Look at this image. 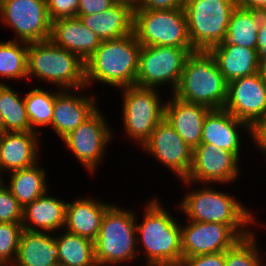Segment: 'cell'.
Segmentation results:
<instances>
[{
  "mask_svg": "<svg viewBox=\"0 0 266 266\" xmlns=\"http://www.w3.org/2000/svg\"><path fill=\"white\" fill-rule=\"evenodd\" d=\"M154 197L144 202L142 221L136 220L138 266L142 260L141 266H178L182 260L180 219L170 214L160 197Z\"/></svg>",
  "mask_w": 266,
  "mask_h": 266,
  "instance_id": "6da1fadb",
  "label": "cell"
},
{
  "mask_svg": "<svg viewBox=\"0 0 266 266\" xmlns=\"http://www.w3.org/2000/svg\"><path fill=\"white\" fill-rule=\"evenodd\" d=\"M185 195L176 207L181 215H185L186 220L196 222L221 223L226 225H251L259 226V222L245 202L239 201L238 196L231 195L230 191H222L214 188V184H197L181 180ZM194 184V185H193ZM198 185V186H197ZM194 187V188H193ZM190 188V189H189ZM255 216V217H254Z\"/></svg>",
  "mask_w": 266,
  "mask_h": 266,
  "instance_id": "7a4b0ae2",
  "label": "cell"
},
{
  "mask_svg": "<svg viewBox=\"0 0 266 266\" xmlns=\"http://www.w3.org/2000/svg\"><path fill=\"white\" fill-rule=\"evenodd\" d=\"M141 47L134 33L102 41L85 62L86 87L92 89L97 83L113 90L134 86Z\"/></svg>",
  "mask_w": 266,
  "mask_h": 266,
  "instance_id": "3957f363",
  "label": "cell"
},
{
  "mask_svg": "<svg viewBox=\"0 0 266 266\" xmlns=\"http://www.w3.org/2000/svg\"><path fill=\"white\" fill-rule=\"evenodd\" d=\"M115 202L106 210L94 241L97 266H124L139 261L136 220L138 209H125ZM139 215V216H138ZM122 263V264H121Z\"/></svg>",
  "mask_w": 266,
  "mask_h": 266,
  "instance_id": "277c9868",
  "label": "cell"
},
{
  "mask_svg": "<svg viewBox=\"0 0 266 266\" xmlns=\"http://www.w3.org/2000/svg\"><path fill=\"white\" fill-rule=\"evenodd\" d=\"M27 76L61 90L86 87L85 62L51 39L28 43Z\"/></svg>",
  "mask_w": 266,
  "mask_h": 266,
  "instance_id": "5b68a950",
  "label": "cell"
},
{
  "mask_svg": "<svg viewBox=\"0 0 266 266\" xmlns=\"http://www.w3.org/2000/svg\"><path fill=\"white\" fill-rule=\"evenodd\" d=\"M227 90L228 82L219 71L211 52L194 50L189 53L179 83L171 94L210 109H222Z\"/></svg>",
  "mask_w": 266,
  "mask_h": 266,
  "instance_id": "8992f818",
  "label": "cell"
},
{
  "mask_svg": "<svg viewBox=\"0 0 266 266\" xmlns=\"http://www.w3.org/2000/svg\"><path fill=\"white\" fill-rule=\"evenodd\" d=\"M121 93L120 109L124 139L132 140L138 149L149 140L154 128L165 117V102L162 99L167 92L155 88L130 86L118 89Z\"/></svg>",
  "mask_w": 266,
  "mask_h": 266,
  "instance_id": "52a82bcc",
  "label": "cell"
},
{
  "mask_svg": "<svg viewBox=\"0 0 266 266\" xmlns=\"http://www.w3.org/2000/svg\"><path fill=\"white\" fill-rule=\"evenodd\" d=\"M236 0H184L188 35L195 50H209L227 34Z\"/></svg>",
  "mask_w": 266,
  "mask_h": 266,
  "instance_id": "ba28073f",
  "label": "cell"
},
{
  "mask_svg": "<svg viewBox=\"0 0 266 266\" xmlns=\"http://www.w3.org/2000/svg\"><path fill=\"white\" fill-rule=\"evenodd\" d=\"M134 34L141 46L193 48L183 7L134 10Z\"/></svg>",
  "mask_w": 266,
  "mask_h": 266,
  "instance_id": "9c48e42d",
  "label": "cell"
},
{
  "mask_svg": "<svg viewBox=\"0 0 266 266\" xmlns=\"http://www.w3.org/2000/svg\"><path fill=\"white\" fill-rule=\"evenodd\" d=\"M194 50L173 46H142L135 85L161 91L169 89L167 93H173L179 83L185 61Z\"/></svg>",
  "mask_w": 266,
  "mask_h": 266,
  "instance_id": "30bf717a",
  "label": "cell"
},
{
  "mask_svg": "<svg viewBox=\"0 0 266 266\" xmlns=\"http://www.w3.org/2000/svg\"><path fill=\"white\" fill-rule=\"evenodd\" d=\"M101 109L61 140L80 166L84 167L89 175L92 174L90 176H93L101 162H104L106 150L116 134Z\"/></svg>",
  "mask_w": 266,
  "mask_h": 266,
  "instance_id": "8fae6325",
  "label": "cell"
},
{
  "mask_svg": "<svg viewBox=\"0 0 266 266\" xmlns=\"http://www.w3.org/2000/svg\"><path fill=\"white\" fill-rule=\"evenodd\" d=\"M180 221L182 258L226 252L258 226Z\"/></svg>",
  "mask_w": 266,
  "mask_h": 266,
  "instance_id": "7c38bea8",
  "label": "cell"
},
{
  "mask_svg": "<svg viewBox=\"0 0 266 266\" xmlns=\"http://www.w3.org/2000/svg\"><path fill=\"white\" fill-rule=\"evenodd\" d=\"M0 26L14 33L11 40L32 43L50 39L52 22L46 0H0Z\"/></svg>",
  "mask_w": 266,
  "mask_h": 266,
  "instance_id": "4fadbf2b",
  "label": "cell"
},
{
  "mask_svg": "<svg viewBox=\"0 0 266 266\" xmlns=\"http://www.w3.org/2000/svg\"><path fill=\"white\" fill-rule=\"evenodd\" d=\"M240 160L233 152L200 143L193 149L192 166L185 180L195 184H214L220 188L221 185L229 187L241 176L243 167L240 166Z\"/></svg>",
  "mask_w": 266,
  "mask_h": 266,
  "instance_id": "5bb4252c",
  "label": "cell"
},
{
  "mask_svg": "<svg viewBox=\"0 0 266 266\" xmlns=\"http://www.w3.org/2000/svg\"><path fill=\"white\" fill-rule=\"evenodd\" d=\"M140 151L153 157L157 163L170 170L178 181L185 180L192 166L193 150L164 118L153 130Z\"/></svg>",
  "mask_w": 266,
  "mask_h": 266,
  "instance_id": "9a60e30c",
  "label": "cell"
},
{
  "mask_svg": "<svg viewBox=\"0 0 266 266\" xmlns=\"http://www.w3.org/2000/svg\"><path fill=\"white\" fill-rule=\"evenodd\" d=\"M92 92H89L87 87L55 89L54 113L50 128L52 127L57 139L62 140L99 109L100 100L96 95H92Z\"/></svg>",
  "mask_w": 266,
  "mask_h": 266,
  "instance_id": "2e32d148",
  "label": "cell"
},
{
  "mask_svg": "<svg viewBox=\"0 0 266 266\" xmlns=\"http://www.w3.org/2000/svg\"><path fill=\"white\" fill-rule=\"evenodd\" d=\"M249 126L266 113V80L262 73L237 78L228 83L223 107Z\"/></svg>",
  "mask_w": 266,
  "mask_h": 266,
  "instance_id": "e0dca14e",
  "label": "cell"
},
{
  "mask_svg": "<svg viewBox=\"0 0 266 266\" xmlns=\"http://www.w3.org/2000/svg\"><path fill=\"white\" fill-rule=\"evenodd\" d=\"M244 136L249 137V125L246 122L237 119L223 108L212 109L203 123L201 143L233 152L241 159L245 158L241 152L242 148H245L243 140H247L243 139Z\"/></svg>",
  "mask_w": 266,
  "mask_h": 266,
  "instance_id": "ac0fdd59",
  "label": "cell"
},
{
  "mask_svg": "<svg viewBox=\"0 0 266 266\" xmlns=\"http://www.w3.org/2000/svg\"><path fill=\"white\" fill-rule=\"evenodd\" d=\"M37 132H3L0 133V172L31 167L40 160V140Z\"/></svg>",
  "mask_w": 266,
  "mask_h": 266,
  "instance_id": "d6986e66",
  "label": "cell"
},
{
  "mask_svg": "<svg viewBox=\"0 0 266 266\" xmlns=\"http://www.w3.org/2000/svg\"><path fill=\"white\" fill-rule=\"evenodd\" d=\"M165 119L193 150L201 143L203 123L212 110L202 104L184 101L172 94L165 97Z\"/></svg>",
  "mask_w": 266,
  "mask_h": 266,
  "instance_id": "ffe728a7",
  "label": "cell"
},
{
  "mask_svg": "<svg viewBox=\"0 0 266 266\" xmlns=\"http://www.w3.org/2000/svg\"><path fill=\"white\" fill-rule=\"evenodd\" d=\"M113 203L82 195L66 204L64 230L87 238L92 242L97 238L106 210Z\"/></svg>",
  "mask_w": 266,
  "mask_h": 266,
  "instance_id": "44dd1931",
  "label": "cell"
},
{
  "mask_svg": "<svg viewBox=\"0 0 266 266\" xmlns=\"http://www.w3.org/2000/svg\"><path fill=\"white\" fill-rule=\"evenodd\" d=\"M50 39L59 47L76 54L84 62L102 42L77 16L52 22Z\"/></svg>",
  "mask_w": 266,
  "mask_h": 266,
  "instance_id": "7402d4cb",
  "label": "cell"
},
{
  "mask_svg": "<svg viewBox=\"0 0 266 266\" xmlns=\"http://www.w3.org/2000/svg\"><path fill=\"white\" fill-rule=\"evenodd\" d=\"M66 201L50 193L35 199L23 208L24 230L58 232L65 227Z\"/></svg>",
  "mask_w": 266,
  "mask_h": 266,
  "instance_id": "603a6c76",
  "label": "cell"
},
{
  "mask_svg": "<svg viewBox=\"0 0 266 266\" xmlns=\"http://www.w3.org/2000/svg\"><path fill=\"white\" fill-rule=\"evenodd\" d=\"M134 10L125 3H115L104 12L92 15H77L83 24L100 39L114 40L134 33Z\"/></svg>",
  "mask_w": 266,
  "mask_h": 266,
  "instance_id": "cb8c5ba5",
  "label": "cell"
},
{
  "mask_svg": "<svg viewBox=\"0 0 266 266\" xmlns=\"http://www.w3.org/2000/svg\"><path fill=\"white\" fill-rule=\"evenodd\" d=\"M209 51L228 83L259 72V54L256 49L231 43H219L211 47Z\"/></svg>",
  "mask_w": 266,
  "mask_h": 266,
  "instance_id": "d4e9b609",
  "label": "cell"
},
{
  "mask_svg": "<svg viewBox=\"0 0 266 266\" xmlns=\"http://www.w3.org/2000/svg\"><path fill=\"white\" fill-rule=\"evenodd\" d=\"M58 256L55 233L23 230L12 266H54Z\"/></svg>",
  "mask_w": 266,
  "mask_h": 266,
  "instance_id": "484cf974",
  "label": "cell"
},
{
  "mask_svg": "<svg viewBox=\"0 0 266 266\" xmlns=\"http://www.w3.org/2000/svg\"><path fill=\"white\" fill-rule=\"evenodd\" d=\"M40 164L38 162L31 167L14 170L3 176L9 177V181L6 179L3 183L23 208L45 195L51 188L46 173L48 171Z\"/></svg>",
  "mask_w": 266,
  "mask_h": 266,
  "instance_id": "4316f807",
  "label": "cell"
},
{
  "mask_svg": "<svg viewBox=\"0 0 266 266\" xmlns=\"http://www.w3.org/2000/svg\"><path fill=\"white\" fill-rule=\"evenodd\" d=\"M57 233V234H56ZM58 263L65 266H97L94 242L64 229L55 232Z\"/></svg>",
  "mask_w": 266,
  "mask_h": 266,
  "instance_id": "83f0119b",
  "label": "cell"
},
{
  "mask_svg": "<svg viewBox=\"0 0 266 266\" xmlns=\"http://www.w3.org/2000/svg\"><path fill=\"white\" fill-rule=\"evenodd\" d=\"M261 11L236 6L231 14L227 34L222 43L256 49Z\"/></svg>",
  "mask_w": 266,
  "mask_h": 266,
  "instance_id": "f1b7e54d",
  "label": "cell"
},
{
  "mask_svg": "<svg viewBox=\"0 0 266 266\" xmlns=\"http://www.w3.org/2000/svg\"><path fill=\"white\" fill-rule=\"evenodd\" d=\"M27 65L28 43L11 40V37L7 41L0 40V84L14 80L28 82Z\"/></svg>",
  "mask_w": 266,
  "mask_h": 266,
  "instance_id": "f546056e",
  "label": "cell"
},
{
  "mask_svg": "<svg viewBox=\"0 0 266 266\" xmlns=\"http://www.w3.org/2000/svg\"><path fill=\"white\" fill-rule=\"evenodd\" d=\"M29 91L25 90L24 101L31 130L39 134L43 133V127L50 129L54 113L55 87H39L34 84ZM45 88V89H44ZM47 89V90H46ZM42 127V128H41ZM42 131V133H41Z\"/></svg>",
  "mask_w": 266,
  "mask_h": 266,
  "instance_id": "4dcf8cb0",
  "label": "cell"
},
{
  "mask_svg": "<svg viewBox=\"0 0 266 266\" xmlns=\"http://www.w3.org/2000/svg\"><path fill=\"white\" fill-rule=\"evenodd\" d=\"M0 112L4 120V132H34L27 116L24 93L15 91L10 82L0 84Z\"/></svg>",
  "mask_w": 266,
  "mask_h": 266,
  "instance_id": "1f68e13d",
  "label": "cell"
},
{
  "mask_svg": "<svg viewBox=\"0 0 266 266\" xmlns=\"http://www.w3.org/2000/svg\"><path fill=\"white\" fill-rule=\"evenodd\" d=\"M257 229L241 238L233 247L225 252V266H261L264 259L259 247Z\"/></svg>",
  "mask_w": 266,
  "mask_h": 266,
  "instance_id": "d6a6232c",
  "label": "cell"
},
{
  "mask_svg": "<svg viewBox=\"0 0 266 266\" xmlns=\"http://www.w3.org/2000/svg\"><path fill=\"white\" fill-rule=\"evenodd\" d=\"M21 223H0V266H12L18 255Z\"/></svg>",
  "mask_w": 266,
  "mask_h": 266,
  "instance_id": "836d02e7",
  "label": "cell"
},
{
  "mask_svg": "<svg viewBox=\"0 0 266 266\" xmlns=\"http://www.w3.org/2000/svg\"><path fill=\"white\" fill-rule=\"evenodd\" d=\"M23 207L9 189L0 185V223H22Z\"/></svg>",
  "mask_w": 266,
  "mask_h": 266,
  "instance_id": "e575fe53",
  "label": "cell"
},
{
  "mask_svg": "<svg viewBox=\"0 0 266 266\" xmlns=\"http://www.w3.org/2000/svg\"><path fill=\"white\" fill-rule=\"evenodd\" d=\"M51 22L77 16L79 0H46Z\"/></svg>",
  "mask_w": 266,
  "mask_h": 266,
  "instance_id": "d590c367",
  "label": "cell"
},
{
  "mask_svg": "<svg viewBox=\"0 0 266 266\" xmlns=\"http://www.w3.org/2000/svg\"><path fill=\"white\" fill-rule=\"evenodd\" d=\"M249 137L251 138V144H254L253 146L257 150L256 152L261 153L262 160L265 159L266 161V113L258 117L249 126Z\"/></svg>",
  "mask_w": 266,
  "mask_h": 266,
  "instance_id": "8d00e7d4",
  "label": "cell"
},
{
  "mask_svg": "<svg viewBox=\"0 0 266 266\" xmlns=\"http://www.w3.org/2000/svg\"><path fill=\"white\" fill-rule=\"evenodd\" d=\"M178 266H225V252L182 258Z\"/></svg>",
  "mask_w": 266,
  "mask_h": 266,
  "instance_id": "74e56055",
  "label": "cell"
},
{
  "mask_svg": "<svg viewBox=\"0 0 266 266\" xmlns=\"http://www.w3.org/2000/svg\"><path fill=\"white\" fill-rule=\"evenodd\" d=\"M114 0H79L77 15H92L104 12L113 6Z\"/></svg>",
  "mask_w": 266,
  "mask_h": 266,
  "instance_id": "f35d334b",
  "label": "cell"
},
{
  "mask_svg": "<svg viewBox=\"0 0 266 266\" xmlns=\"http://www.w3.org/2000/svg\"><path fill=\"white\" fill-rule=\"evenodd\" d=\"M184 0H139L135 9L165 10L183 7Z\"/></svg>",
  "mask_w": 266,
  "mask_h": 266,
  "instance_id": "ab89813d",
  "label": "cell"
},
{
  "mask_svg": "<svg viewBox=\"0 0 266 266\" xmlns=\"http://www.w3.org/2000/svg\"><path fill=\"white\" fill-rule=\"evenodd\" d=\"M256 50L258 54L266 50V12H261V23L258 28Z\"/></svg>",
  "mask_w": 266,
  "mask_h": 266,
  "instance_id": "60d3db41",
  "label": "cell"
},
{
  "mask_svg": "<svg viewBox=\"0 0 266 266\" xmlns=\"http://www.w3.org/2000/svg\"><path fill=\"white\" fill-rule=\"evenodd\" d=\"M236 2L240 7L266 12V0H236Z\"/></svg>",
  "mask_w": 266,
  "mask_h": 266,
  "instance_id": "b9f144b4",
  "label": "cell"
},
{
  "mask_svg": "<svg viewBox=\"0 0 266 266\" xmlns=\"http://www.w3.org/2000/svg\"><path fill=\"white\" fill-rule=\"evenodd\" d=\"M259 72L266 74V50L259 54Z\"/></svg>",
  "mask_w": 266,
  "mask_h": 266,
  "instance_id": "7bdbcfd3",
  "label": "cell"
},
{
  "mask_svg": "<svg viewBox=\"0 0 266 266\" xmlns=\"http://www.w3.org/2000/svg\"><path fill=\"white\" fill-rule=\"evenodd\" d=\"M114 1L117 3H125L132 6L133 8H136L139 0H114Z\"/></svg>",
  "mask_w": 266,
  "mask_h": 266,
  "instance_id": "ee69618b",
  "label": "cell"
},
{
  "mask_svg": "<svg viewBox=\"0 0 266 266\" xmlns=\"http://www.w3.org/2000/svg\"><path fill=\"white\" fill-rule=\"evenodd\" d=\"M3 132H4V120L0 112V133H3Z\"/></svg>",
  "mask_w": 266,
  "mask_h": 266,
  "instance_id": "f6af8a7d",
  "label": "cell"
},
{
  "mask_svg": "<svg viewBox=\"0 0 266 266\" xmlns=\"http://www.w3.org/2000/svg\"><path fill=\"white\" fill-rule=\"evenodd\" d=\"M3 180H4L3 175L0 172V185L3 183Z\"/></svg>",
  "mask_w": 266,
  "mask_h": 266,
  "instance_id": "bcb514c9",
  "label": "cell"
},
{
  "mask_svg": "<svg viewBox=\"0 0 266 266\" xmlns=\"http://www.w3.org/2000/svg\"><path fill=\"white\" fill-rule=\"evenodd\" d=\"M265 258L262 261V265L261 266H266V256H264Z\"/></svg>",
  "mask_w": 266,
  "mask_h": 266,
  "instance_id": "7dc6e473",
  "label": "cell"
},
{
  "mask_svg": "<svg viewBox=\"0 0 266 266\" xmlns=\"http://www.w3.org/2000/svg\"><path fill=\"white\" fill-rule=\"evenodd\" d=\"M54 266H65V265H62V264H59V263H58V264H56V265H54Z\"/></svg>",
  "mask_w": 266,
  "mask_h": 266,
  "instance_id": "c3c4849f",
  "label": "cell"
}]
</instances>
